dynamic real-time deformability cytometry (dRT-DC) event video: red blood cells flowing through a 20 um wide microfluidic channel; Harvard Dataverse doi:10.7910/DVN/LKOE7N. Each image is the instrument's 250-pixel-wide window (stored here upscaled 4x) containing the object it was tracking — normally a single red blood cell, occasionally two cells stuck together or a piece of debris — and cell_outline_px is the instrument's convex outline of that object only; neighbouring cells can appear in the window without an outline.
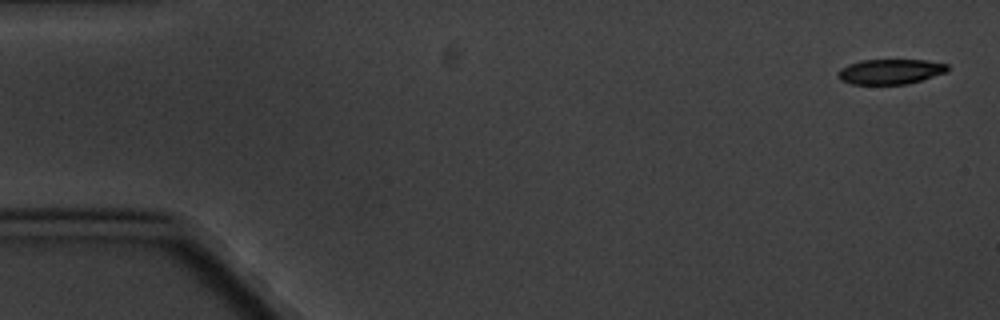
{"species": "common noctule bat (a hibernating species)", "species_latin": "Nyctalus noctula", "temperature_condition": "cold", "stored_images_in_passage": 7, "camera_frame_rate_fps": 3000, "um_per_image_px": 0.085, "animal": {"sex": "male", "body_mass_g": 20.1, "forearm_length_mm": 53.5}, "frame": {"image": 1, "passage_image": 1, "time_ms": 0.0, "image_size_px": [1000, 320], "cell_outline_px": [[948, 68], [944, 72], [908, 84], [852, 84], [840, 80], [836, 76], [836, 72], [840, 68], [848, 64], [860, 60], [928, 60], [948, 64]], "centroid_in_image_um": [75.6, 6.08], "position_along_channel_um": 9.4, "area_um2": 16.01}}
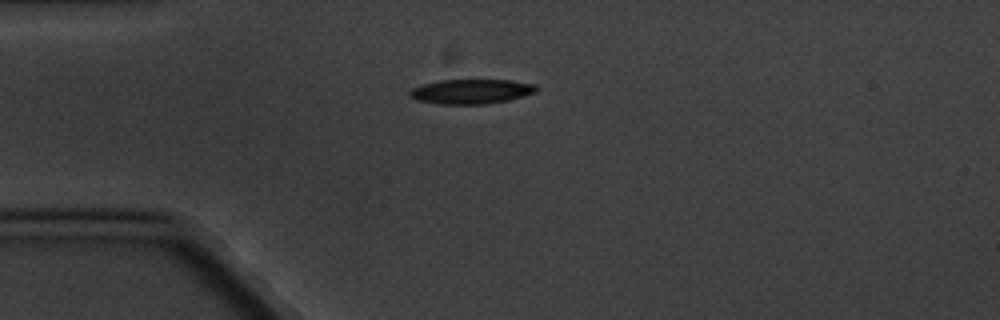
{"frame": {"image": 2, "passage_image": 4, "time_ms": 4.333, "image_size_px": [1000, 320], "cell_outline_px": [[540, 88], [536, 92], [508, 100], [488, 104], [440, 104], [416, 100], [408, 96], [408, 92], [412, 88], [424, 84], [440, 80], [512, 80], [536, 84]], "centroid_in_image_um": [40.07, 7.77], "position_along_channel_um": 44.9, "area_um2": 18.32}}